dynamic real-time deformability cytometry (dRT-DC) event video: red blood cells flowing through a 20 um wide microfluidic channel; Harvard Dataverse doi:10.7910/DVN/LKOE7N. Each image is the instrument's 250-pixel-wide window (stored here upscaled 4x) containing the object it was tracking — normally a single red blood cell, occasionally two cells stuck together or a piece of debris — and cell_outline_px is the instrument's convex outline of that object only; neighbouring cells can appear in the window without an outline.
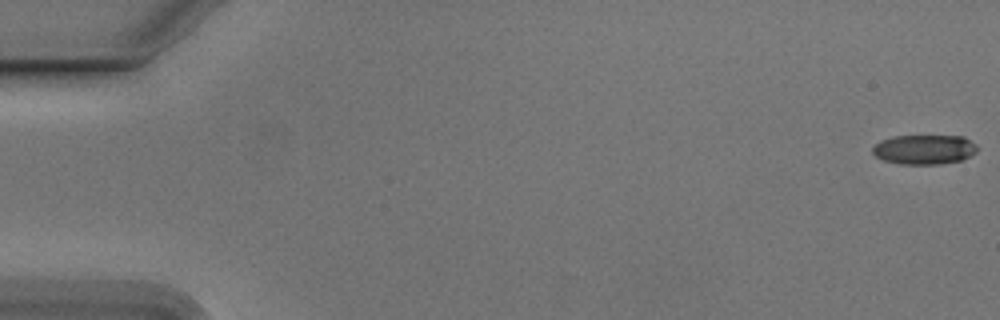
{"species": "Egyptian fruit bat (a non-hibernating species)", "species_latin": "Rousettus aegyptiacus", "temperature_condition": "cold", "stored_images_in_passage": 55, "camera_frame_rate_fps": 3000, "um_per_image_px": 0.085, "animal": {"sex": "male"}, "frame": {"image": 1, "passage_image": 1, "time_ms": 0.0, "image_size_px": [1000, 320], "cell_outline_px": [[976, 152], [960, 160], [940, 164], [900, 164], [884, 160], [876, 156], [872, 152], [872, 148], [880, 140], [892, 136], [964, 136], [976, 144]], "centroid_in_image_um": [78.54, 12.7], "position_along_channel_um": 6.5, "area_um2": 17.98}}
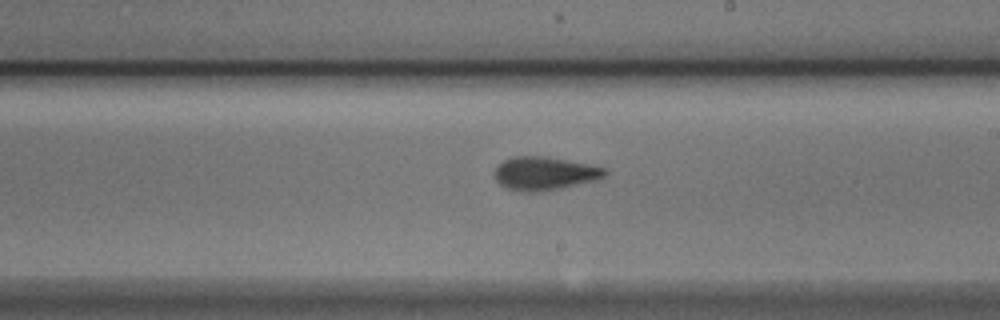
{"frame": {"image": 2, "passage_image": 32, "time_ms": 10.333, "image_size_px": [1000, 320], "cell_outline_px": [[608, 172], [604, 176], [592, 180], [560, 188], [540, 192], [520, 192], [504, 188], [492, 176], [496, 164], [512, 156], [544, 156], [604, 168]], "centroid_in_image_um": [46.14, 14.75], "position_along_channel_um": 242.9, "area_um2": 21.33}}
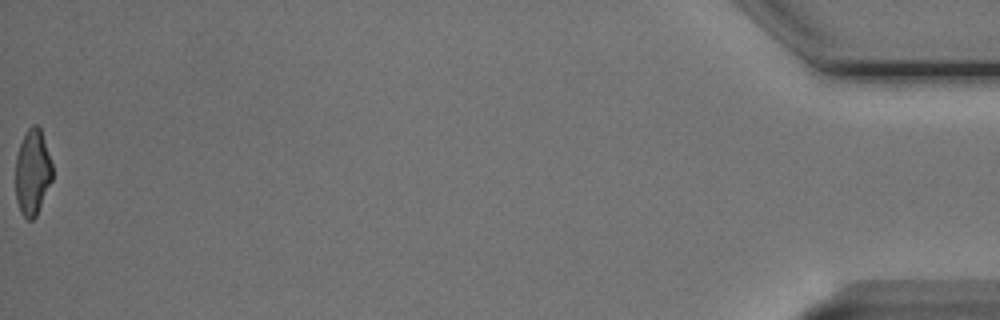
{"frame": {"image": 3, "passage_image": 55, "time_ms": 18.0, "image_size_px": [1000, 320], "cell_outline_px": [[52, 180], [36, 216], [32, 220], [28, 220], [20, 212], [16, 200], [16, 156], [20, 144], [28, 128], [32, 124], [36, 124], [40, 128], [52, 164]], "centroid_in_image_um": [2.76, 14.66], "position_along_channel_um": 432.4, "area_um2": 18.26}, "authors_computed_cell_mechanics": {"area_um2": 20.0566, "velocity_mm_per_s": 3.8111, "shape_relaxation_time_tau1_ms": 3.1501, "shape_relaxation_time_tau2_ms": 2.6557, "deformation_change_tau1": 0.1678, "deformation_change_tau2": 0.1119}}